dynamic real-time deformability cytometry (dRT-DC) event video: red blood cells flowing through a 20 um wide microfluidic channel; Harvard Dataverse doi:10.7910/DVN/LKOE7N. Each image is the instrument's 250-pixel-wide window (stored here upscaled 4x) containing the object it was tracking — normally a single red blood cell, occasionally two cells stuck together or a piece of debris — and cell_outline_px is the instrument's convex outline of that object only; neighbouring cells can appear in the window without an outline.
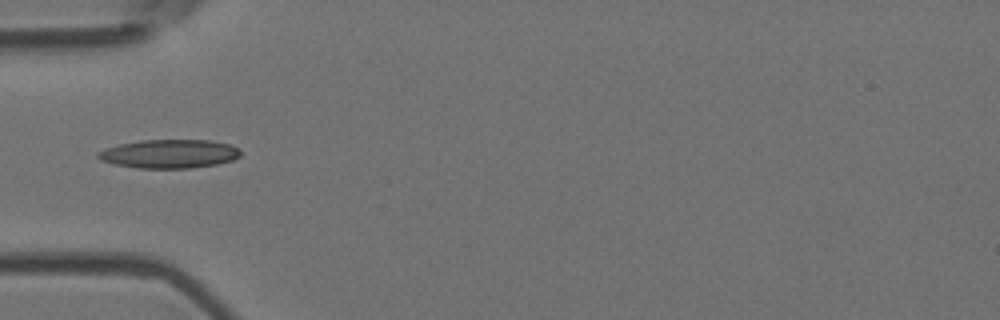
{"species": "Egyptian fruit bat (a non-hibernating species)", "species_latin": "Rousettus aegyptiacus", "temperature_condition": "room temperature", "stored_images_in_passage": 4, "camera_frame_rate_fps": 3000, "um_per_image_px": 0.085, "animal": {"sex": "female"}, "frame": {"image": 1, "passage_image": 1, "time_ms": 0.0, "image_size_px": [1000, 320], "cell_outline_px": [[240, 156], [232, 160], [216, 164], [188, 168], [136, 168], [112, 164], [100, 160], [96, 156], [96, 152], [104, 148], [120, 144], [140, 140], [208, 140], [232, 144], [240, 148]], "centroid_in_image_um": [14.36, 13.07], "position_along_channel_um": 70.6, "area_um2": 24.04}}
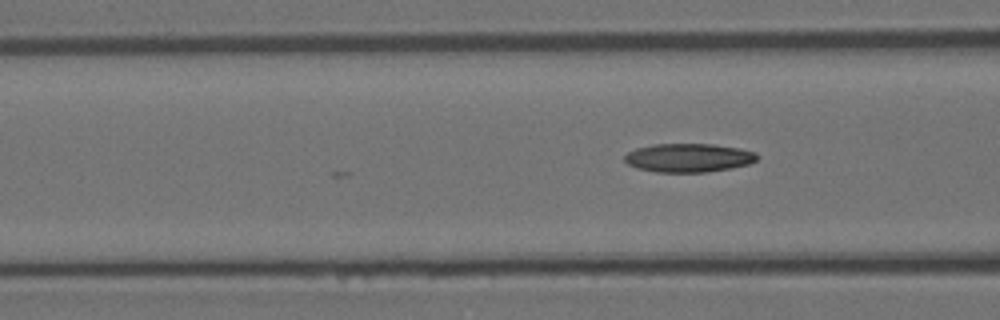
{"frame": {"image": 2, "passage_image": 4, "time_ms": 1.0, "image_size_px": [1000, 320], "cell_outline_px": [[760, 156], [756, 160], [748, 164], [732, 168], [704, 172], [656, 172], [636, 168], [628, 164], [624, 160], [624, 156], [628, 152], [636, 148], [652, 144], [712, 144], [740, 148], [756, 152]], "centroid_in_image_um": [58.53, 13.41], "position_along_channel_um": 108.1, "area_um2": 22.25}}